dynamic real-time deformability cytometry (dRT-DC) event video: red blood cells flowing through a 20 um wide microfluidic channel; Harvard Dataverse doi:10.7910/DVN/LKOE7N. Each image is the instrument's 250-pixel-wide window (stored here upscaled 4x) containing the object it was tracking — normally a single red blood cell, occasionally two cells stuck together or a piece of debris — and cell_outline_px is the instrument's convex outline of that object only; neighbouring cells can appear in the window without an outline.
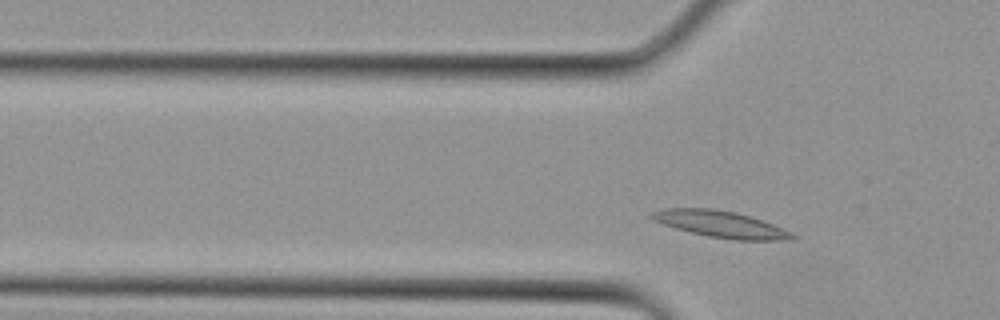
{"species": "Egyptian fruit bat (a non-hibernating species)", "species_latin": "Rousettus aegyptiacus", "temperature_condition": "cold", "stored_images_in_passage": 3, "camera_frame_rate_fps": 3000, "um_per_image_px": 0.085, "animal": {"sex": "female"}, "frame": {"image": 1, "passage_image": 3, "time_ms": 0.667, "image_size_px": [1000, 320], "cell_outline_px": [[800, 236], [796, 240], [736, 240], [708, 236], [676, 228], [652, 220], [648, 216], [652, 212], [664, 208], [712, 208], [736, 212], [772, 224], [792, 232]], "centroid_in_image_um": [61.29, 19.06], "position_along_channel_um": 64.5, "area_um2": 21.73}}